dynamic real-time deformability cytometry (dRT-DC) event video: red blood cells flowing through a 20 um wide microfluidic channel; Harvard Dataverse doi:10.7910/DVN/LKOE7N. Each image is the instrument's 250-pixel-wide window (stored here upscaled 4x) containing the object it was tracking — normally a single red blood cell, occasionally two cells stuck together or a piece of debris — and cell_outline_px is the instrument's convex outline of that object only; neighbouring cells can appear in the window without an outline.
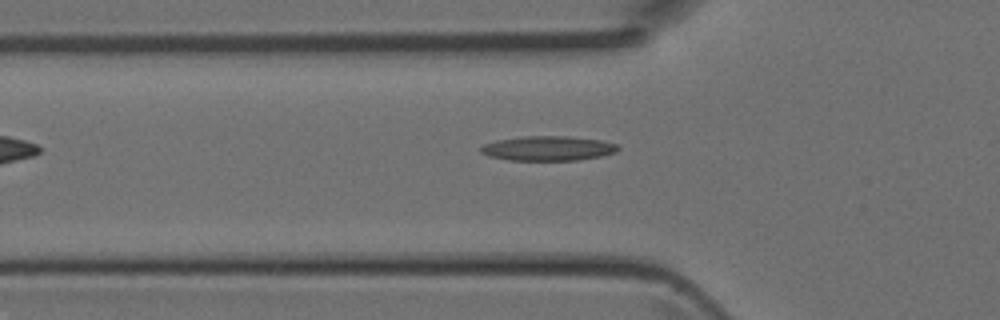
{"species": "Egyptian fruit bat (a non-hibernating species)", "species_latin": "Rousettus aegyptiacus", "temperature_condition": "room temperature", "stored_images_in_passage": 5, "camera_frame_rate_fps": 3000, "um_per_image_px": 0.085, "animal": {"sex": "female"}, "frame": {"image": 1, "passage_image": 5, "time_ms": 1.333, "image_size_px": [1000, 320], "cell_outline_px": [[620, 148], [616, 152], [600, 156], [576, 160], [508, 160], [488, 156], [480, 152], [480, 148], [484, 144], [496, 140], [524, 136], [568, 136], [600, 140], [616, 144]], "centroid_in_image_um": [46.55, 12.61], "position_along_channel_um": 79.2, "area_um2": 19.65}}